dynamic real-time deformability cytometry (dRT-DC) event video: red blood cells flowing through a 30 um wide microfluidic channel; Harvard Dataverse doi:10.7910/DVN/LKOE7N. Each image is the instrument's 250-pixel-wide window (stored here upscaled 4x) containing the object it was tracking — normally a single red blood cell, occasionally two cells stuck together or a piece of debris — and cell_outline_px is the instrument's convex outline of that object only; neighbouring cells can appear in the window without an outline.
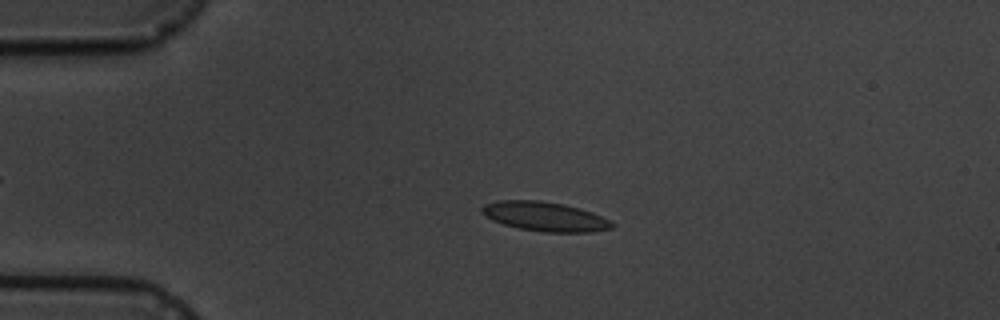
{"species": "common noctule bat (a hibernating species)", "species_latin": "Nyctalus noctula", "temperature_condition": "cold", "stored_images_in_passage": 4, "camera_frame_rate_fps": 3000, "um_per_image_px": 0.085, "animal": {"sex": "male", "body_mass_g": 19.5, "forearm_length_mm": 54.6}, "frame": {"image": 1, "passage_image": 3, "time_ms": 2.333, "image_size_px": [1000, 320], "cell_outline_px": [[616, 224], [612, 228], [592, 232], [544, 232], [520, 228], [504, 224], [492, 220], [484, 216], [480, 212], [480, 208], [484, 204], [496, 200], [540, 200], [564, 204], [580, 208], [592, 212]], "centroid_in_image_um": [46.28, 18.39], "position_along_channel_um": 38.7, "area_um2": 22.37}}